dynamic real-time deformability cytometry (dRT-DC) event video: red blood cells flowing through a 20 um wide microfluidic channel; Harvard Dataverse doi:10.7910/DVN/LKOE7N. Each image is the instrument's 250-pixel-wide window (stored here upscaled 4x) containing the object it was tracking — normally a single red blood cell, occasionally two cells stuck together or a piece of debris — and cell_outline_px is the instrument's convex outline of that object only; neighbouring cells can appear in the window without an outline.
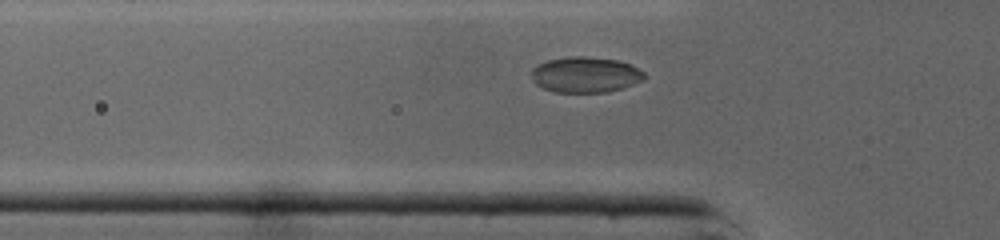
{"species": "common noctule bat (a hibernating species)", "species_latin": "Nyctalus noctula", "temperature_condition": "cold", "stored_images_in_passage": 25, "camera_frame_rate_fps": 3000, "um_per_image_px": 0.085, "animal": {"sex": "male", "body_mass_g": 19.0, "forearm_length_mm": 50.8}, "frame": {"image": 1, "passage_image": 2, "time_ms": 0.333, "image_size_px": [1000, 240], "cell_outline_px": [[648, 76], [644, 80], [608, 92], [552, 92], [536, 84], [532, 80], [532, 68], [536, 64], [548, 60], [568, 56], [584, 56], [620, 60], [632, 64], [640, 68]], "centroid_in_image_um": [49.78, 6.33], "position_along_channel_um": 76.0, "area_um2": 23.81}}
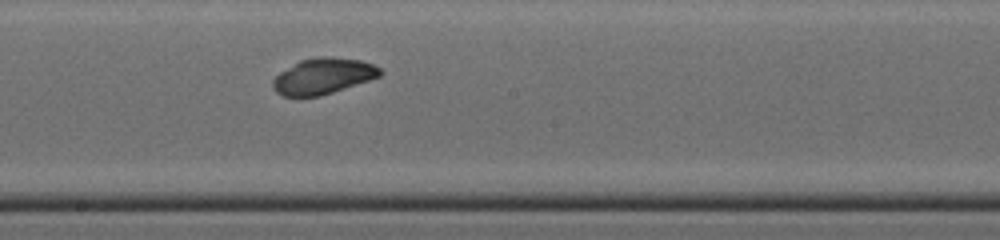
{"frame": {"image": 2, "passage_image": 12, "time_ms": 3.667, "image_size_px": [1000, 240], "cell_outline_px": [[384, 72], [380, 76], [320, 96], [284, 96], [276, 92], [272, 84], [272, 80], [280, 72], [300, 60], [320, 56], [332, 56], [360, 60], [372, 64], [380, 68]], "centroid_in_image_um": [27.46, 6.45], "position_along_channel_um": 220.7, "area_um2": 22.25}}
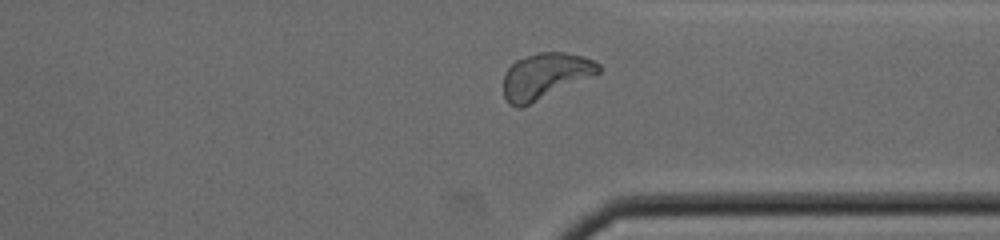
{"frame": {"image": 3, "passage_image": 22, "time_ms": 7.0, "image_size_px": [1000, 240], "cell_outline_px": [[600, 72], [524, 108], [516, 108], [508, 104], [504, 96], [504, 76], [508, 68], [516, 60], [536, 52], [564, 52], [584, 56], [596, 60], [600, 64]], "centroid_in_image_um": [46.33, 6.47], "position_along_channel_um": 365.1, "area_um2": 25.66}, "authors_computed_cell_mechanics": {"area_um2": 22.7732, "velocity_mm_per_s": 4.3421, "shape_relaxation_time_tau1_ms": 0.8319, "shape_relaxation_time_tau2_ms": 5.0333, "deformation_change_tau1": 0.037, "deformation_change_tau2": 0.0598}}